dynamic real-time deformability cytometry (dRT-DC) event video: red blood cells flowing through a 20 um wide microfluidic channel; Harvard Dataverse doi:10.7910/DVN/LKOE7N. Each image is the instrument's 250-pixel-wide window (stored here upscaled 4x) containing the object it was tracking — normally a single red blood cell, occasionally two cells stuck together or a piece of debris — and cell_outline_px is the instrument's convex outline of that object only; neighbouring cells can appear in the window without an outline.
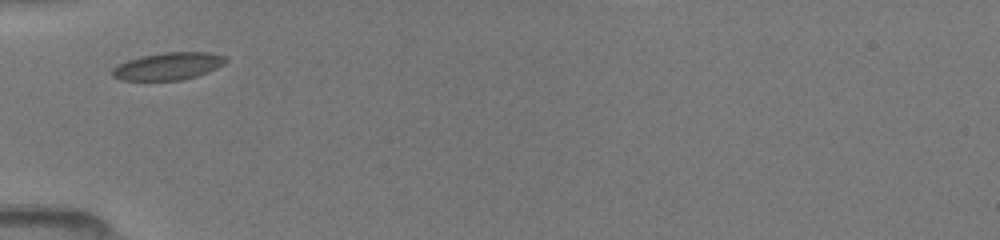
{"species": "common noctule bat (a hibernating species)", "species_latin": "Nyctalus noctula", "temperature_condition": "room temperature", "stored_images_in_passage": 3, "camera_frame_rate_fps": 3000, "um_per_image_px": 0.085, "animal": {"sex": "female", "body_mass_g": 19.5, "forearm_length_mm": 54.1}, "frame": {"image": 1, "passage_image": 1, "time_ms": 0.0, "image_size_px": [1000, 240], "cell_outline_px": [[228, 60], [224, 64], [208, 72], [196, 76], [180, 80], [120, 80], [112, 76], [112, 68], [128, 60], [144, 56], [164, 52], [208, 52], [228, 56]], "centroid_in_image_um": [14.34, 5.62], "position_along_channel_um": 70.7, "area_um2": 18.03}}
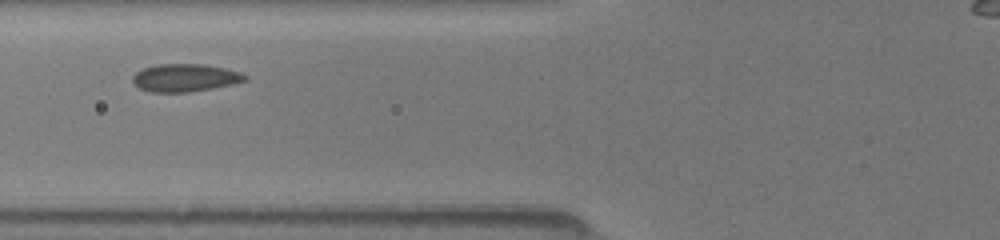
{"frame": {"image": 2, "passage_image": 2, "time_ms": 1.0, "image_size_px": [1000, 240], "cell_outline_px": [[248, 80], [232, 84], [212, 88], [188, 92], [148, 92], [140, 88], [132, 80], [132, 76], [136, 72], [144, 68], [156, 64], [204, 64], [224, 68], [240, 72], [248, 76]], "centroid_in_image_um": [15.73, 6.61], "position_along_channel_um": 110.1, "area_um2": 18.15}}